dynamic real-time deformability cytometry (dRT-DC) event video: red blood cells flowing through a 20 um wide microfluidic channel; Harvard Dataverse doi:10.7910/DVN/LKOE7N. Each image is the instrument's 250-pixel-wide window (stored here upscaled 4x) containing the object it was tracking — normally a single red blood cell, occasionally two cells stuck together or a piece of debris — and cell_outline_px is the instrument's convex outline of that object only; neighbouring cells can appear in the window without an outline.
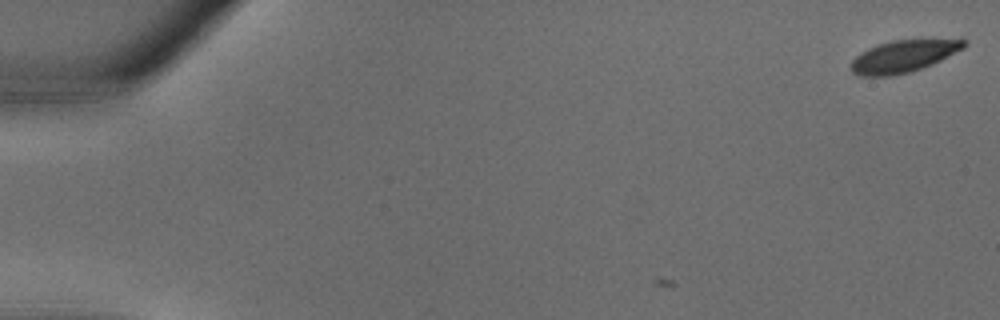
{"species": "common noctule bat (a hibernating species)", "species_latin": "Nyctalus noctula", "temperature_condition": "warm", "stored_images_in_passage": 3, "camera_frame_rate_fps": 3000, "um_per_image_px": 0.085, "animal": {"sex": "male", "body_mass_g": 18.8}, "frame": {"image": 1, "passage_image": 1, "time_ms": 0.0, "image_size_px": [1000, 320], "cell_outline_px": [[968, 44], [964, 48], [932, 64], [912, 72], [892, 76], [860, 76], [852, 72], [852, 60], [856, 56], [868, 48], [892, 40], [964, 36], [968, 40]], "centroid_in_image_um": [76.95, 4.72], "position_along_channel_um": 8.1, "area_um2": 21.96}}